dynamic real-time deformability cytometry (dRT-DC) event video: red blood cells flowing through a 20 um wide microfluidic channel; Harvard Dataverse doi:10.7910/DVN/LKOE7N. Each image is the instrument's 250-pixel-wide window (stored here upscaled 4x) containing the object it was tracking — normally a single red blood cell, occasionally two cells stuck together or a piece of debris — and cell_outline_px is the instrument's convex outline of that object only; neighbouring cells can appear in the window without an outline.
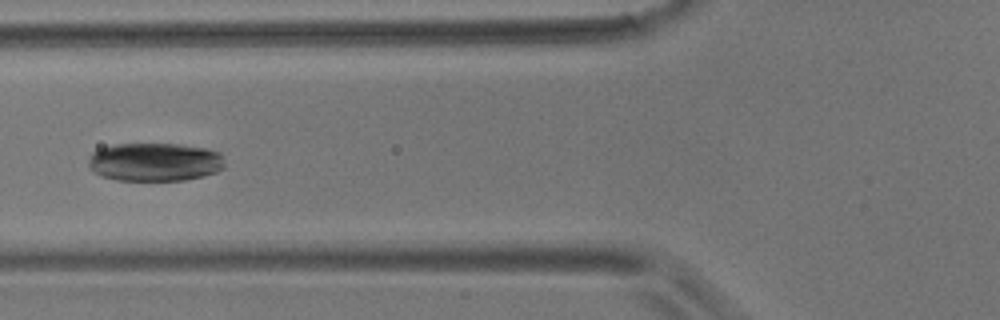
{"species": "common noctule bat (a hibernating species)", "species_latin": "Nyctalus noctula", "temperature_condition": "room temperature", "stored_images_in_passage": 8, "camera_frame_rate_fps": 3000, "um_per_image_px": 0.085, "animal": {"sex": "male", "body_mass_g": 17.9}, "frame": {"image": 1, "passage_image": 7, "time_ms": 7.0, "image_size_px": [1000, 320], "cell_outline_px": [[224, 168], [216, 172], [204, 176], [184, 180], [116, 180], [100, 176], [92, 172], [88, 168], [88, 156], [92, 152], [100, 148], [116, 144], [180, 144], [204, 148], [220, 152], [224, 156]], "centroid_in_image_um": [13.13, 13.77], "position_along_channel_um": 112.7, "area_um2": 30.92}}
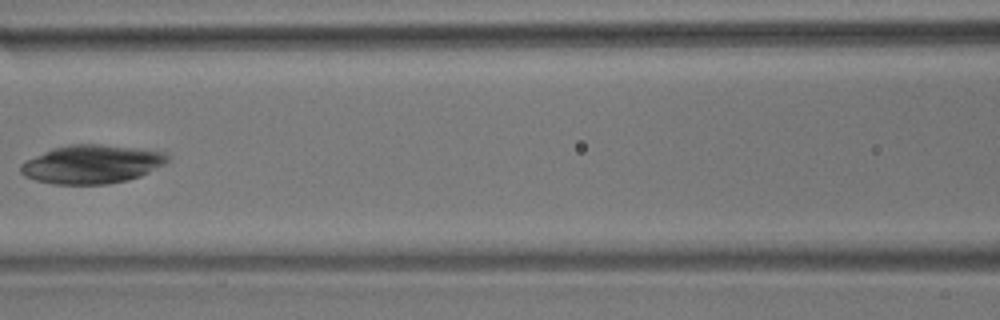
{"frame": {"image": 2, "passage_image": 8, "time_ms": 8.333, "image_size_px": [1000, 320], "cell_outline_px": [[168, 160], [164, 164], [140, 176], [128, 180], [104, 184], [52, 184], [36, 180], [24, 176], [20, 172], [20, 164], [24, 160], [52, 148], [68, 144], [100, 144], [164, 152], [168, 156]], "centroid_in_image_um": [7.73, 13.96], "position_along_channel_um": 158.9, "area_um2": 32.89}}